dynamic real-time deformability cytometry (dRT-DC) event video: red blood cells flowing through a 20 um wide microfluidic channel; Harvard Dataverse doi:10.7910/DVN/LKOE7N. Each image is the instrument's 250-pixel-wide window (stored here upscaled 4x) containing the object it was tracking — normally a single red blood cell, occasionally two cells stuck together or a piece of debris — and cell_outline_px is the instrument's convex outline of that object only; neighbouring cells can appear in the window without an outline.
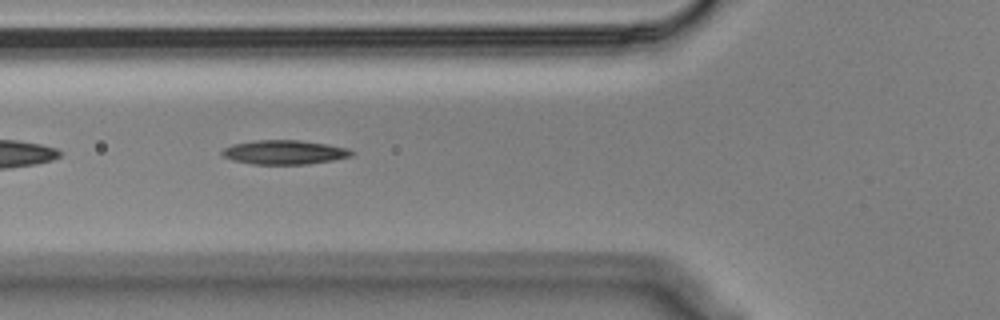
{"species": "Egyptian fruit bat (a non-hibernating species)", "species_latin": "Rousettus aegyptiacus", "temperature_condition": "cold", "stored_images_in_passage": 25, "camera_frame_rate_fps": 3000, "um_per_image_px": 0.085, "animal": {"sex": "male"}, "frame": {"image": 1, "passage_image": 5, "time_ms": 1.333, "image_size_px": [1000, 320], "cell_outline_px": [[356, 152], [352, 156], [332, 160], [308, 164], [252, 164], [232, 160], [224, 156], [220, 152], [224, 148], [232, 144], [256, 140], [300, 140], [328, 144], [348, 148]], "centroid_in_image_um": [24.19, 12.94], "position_along_channel_um": 101.6, "area_um2": 18.32}}
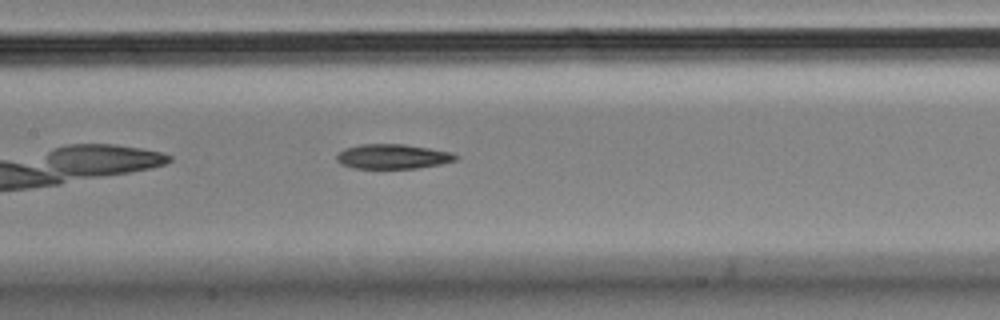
{"frame": {"image": 2, "passage_image": 11, "time_ms": 3.333, "image_size_px": [1000, 320], "cell_outline_px": [[460, 156], [456, 160], [440, 164], [416, 168], [352, 168], [340, 164], [336, 160], [336, 156], [344, 148], [360, 144], [404, 144], [452, 152]], "centroid_in_image_um": [33.37, 13.3], "position_along_channel_um": 174.0, "area_um2": 17.17}}
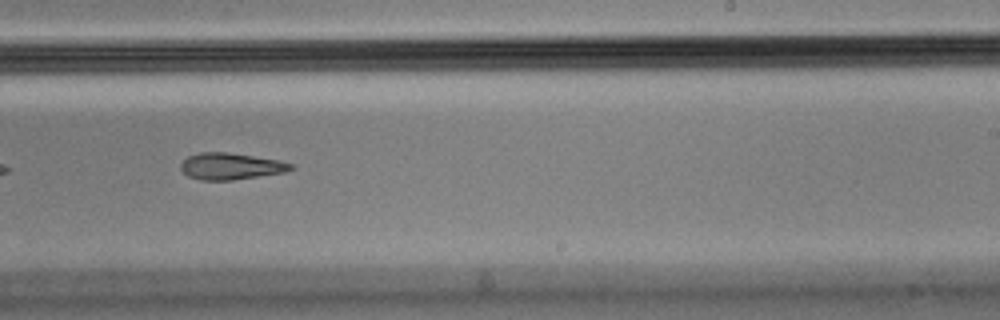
{"frame": {"image": 3, "passage_image": 19, "time_ms": 6.0, "image_size_px": [1000, 320], "cell_outline_px": [[296, 168], [284, 172], [232, 180], [200, 180], [188, 176], [180, 168], [180, 164], [188, 156], [200, 152], [228, 152], [280, 160], [292, 164]], "centroid_in_image_um": [19.61, 14.12], "position_along_channel_um": 269.4, "area_um2": 17.05}}